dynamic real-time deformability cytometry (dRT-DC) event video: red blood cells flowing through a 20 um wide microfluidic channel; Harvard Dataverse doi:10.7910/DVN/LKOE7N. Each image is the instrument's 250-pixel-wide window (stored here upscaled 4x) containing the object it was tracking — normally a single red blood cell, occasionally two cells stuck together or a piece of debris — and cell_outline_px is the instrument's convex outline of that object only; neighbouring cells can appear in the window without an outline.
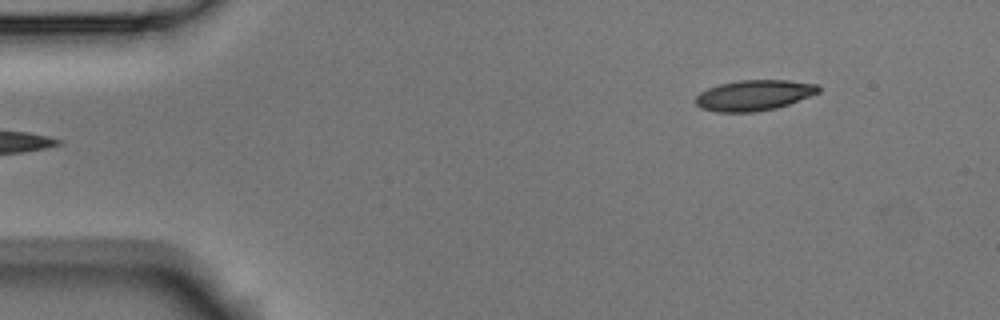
{"species": "Egyptian fruit bat (a non-hibernating species)", "species_latin": "Rousettus aegyptiacus", "temperature_condition": "room temperature", "stored_images_in_passage": 5, "camera_frame_rate_fps": 3000, "um_per_image_px": 0.085, "animal": {"sex": "male"}, "frame": {"image": 1, "passage_image": 5, "time_ms": 1.333, "image_size_px": [1000, 320], "cell_outline_px": [[820, 92], [788, 104], [776, 108], [752, 112], [716, 112], [700, 108], [696, 104], [696, 96], [700, 92], [708, 88], [720, 84], [736, 80], [788, 80], [816, 84], [820, 88]], "centroid_in_image_um": [64.07, 8.09], "position_along_channel_um": 20.9, "area_um2": 21.85}}